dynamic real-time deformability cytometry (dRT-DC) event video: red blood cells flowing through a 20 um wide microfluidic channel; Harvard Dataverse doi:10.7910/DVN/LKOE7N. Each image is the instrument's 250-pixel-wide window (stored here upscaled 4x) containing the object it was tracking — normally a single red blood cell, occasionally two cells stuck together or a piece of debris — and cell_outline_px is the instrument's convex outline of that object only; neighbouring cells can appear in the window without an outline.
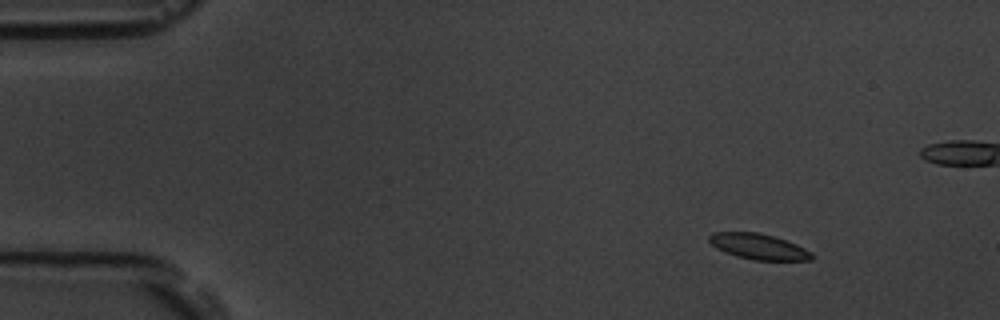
{"species": "common noctule bat (a hibernating species)", "species_latin": "Nyctalus noctula", "temperature_condition": "room temperature", "stored_images_in_passage": 50, "camera_frame_rate_fps": 3000, "um_per_image_px": 0.085, "animal": {"sex": "male", "body_mass_g": 19.5, "forearm_length_mm": 54.6}, "frame": {"image": 1, "passage_image": 1, "time_ms": 0.0, "image_size_px": [1000, 320], "cell_outline_px": [[816, 256], [812, 260], [752, 260], [736, 256], [724, 252], [716, 248], [708, 240], [708, 236], [712, 232], [760, 232], [796, 244], [812, 252]], "centroid_in_image_um": [64.47, 20.96], "position_along_channel_um": 20.5, "area_um2": 15.43}}
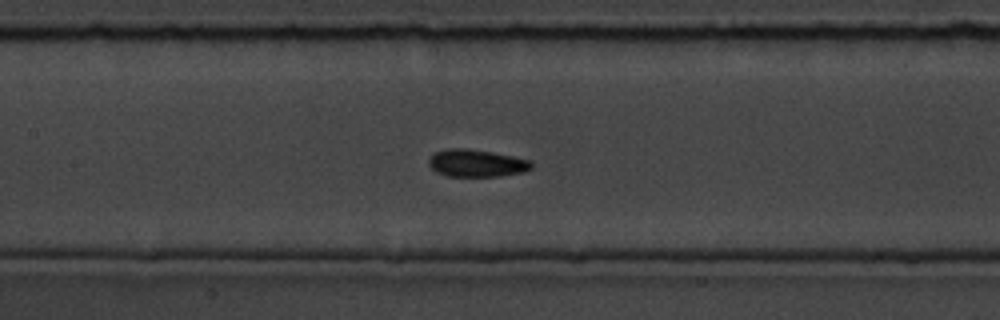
{"frame": {"image": 2, "passage_image": 20, "time_ms": 6.333, "image_size_px": [1000, 320], "cell_outline_px": [[532, 168], [524, 172], [500, 176], [448, 176], [436, 172], [428, 164], [428, 160], [432, 152], [448, 148], [464, 148], [492, 152], [532, 160]], "centroid_in_image_um": [40.49, 13.86], "position_along_channel_um": 166.9, "area_um2": 16.53}}
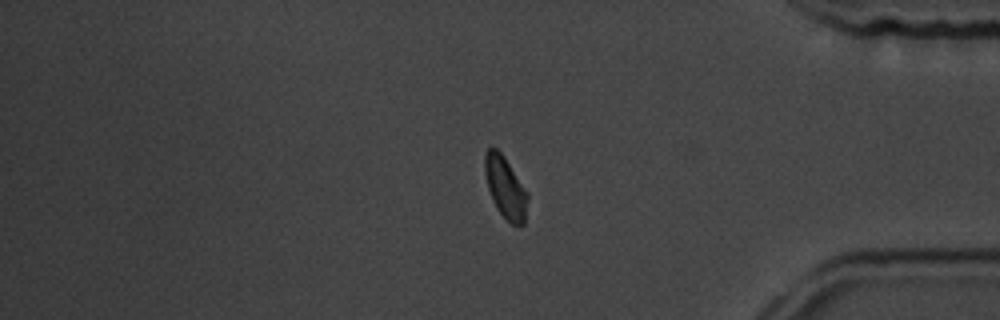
{"frame": {"image": 3, "passage_image": 40, "time_ms": 13.0, "image_size_px": [1000, 320], "cell_outline_px": [[528, 196], [524, 224], [512, 224], [496, 208], [492, 200], [488, 188], [484, 172], [484, 156], [488, 148], [492, 144], [504, 156], [528, 192]], "centroid_in_image_um": [42.94, 15.88], "position_along_channel_um": 392.3, "area_um2": 15.37}, "authors_computed_cell_mechanics": {"area_um2": 16.0395, "velocity_mm_per_s": 3.7502, "shape_relaxation_time_tau1_ms": 3.8531, "shape_relaxation_time_tau2_ms": 1.9034, "deformation_change_tau1": 0.0844, "deformation_change_tau2": 0.0641}}